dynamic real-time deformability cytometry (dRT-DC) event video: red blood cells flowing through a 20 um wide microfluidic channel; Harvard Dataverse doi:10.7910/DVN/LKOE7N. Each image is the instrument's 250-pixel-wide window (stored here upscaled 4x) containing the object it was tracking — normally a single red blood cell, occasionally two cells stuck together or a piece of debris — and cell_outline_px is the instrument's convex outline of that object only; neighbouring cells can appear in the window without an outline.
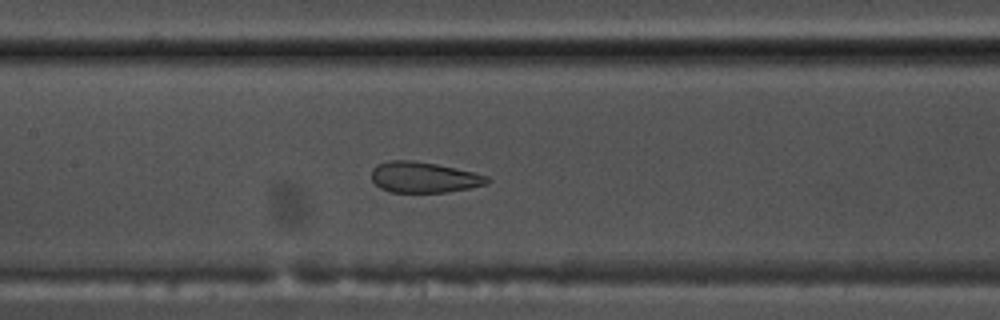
{"species": "common noctule bat (a hibernating species)", "species_latin": "Nyctalus noctula", "temperature_condition": "warm", "stored_images_in_passage": 55, "camera_frame_rate_fps": 3000, "um_per_image_px": 0.085, "animal": {"sex": "male", "body_mass_g": 17.5, "forearm_length_mm": 52.3}, "frame": {"image": 1, "passage_image": 26, "time_ms": 8.333, "image_size_px": [1000, 320], "cell_outline_px": [[492, 180], [488, 184], [448, 192], [388, 192], [380, 188], [372, 180], [372, 168], [376, 164], [388, 160], [412, 160], [436, 164], [472, 172], [488, 176]], "centroid_in_image_um": [36.01, 15.07], "position_along_channel_um": 171.4, "area_um2": 20.81}}
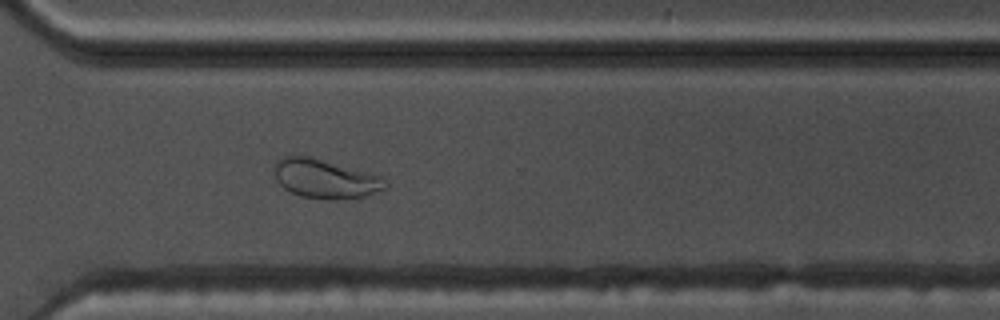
{"frame": {"image": 2, "passage_image": 40, "time_ms": 13.0, "image_size_px": [1000, 320], "cell_outline_px": [[388, 188], [364, 196], [340, 200], [324, 200], [300, 196], [284, 188], [276, 180], [272, 172], [272, 168], [276, 160], [284, 156], [308, 156], [384, 176], [388, 184]], "centroid_in_image_um": [27.64, 15.21], "position_along_channel_um": 343.0, "area_um2": 25.72}}
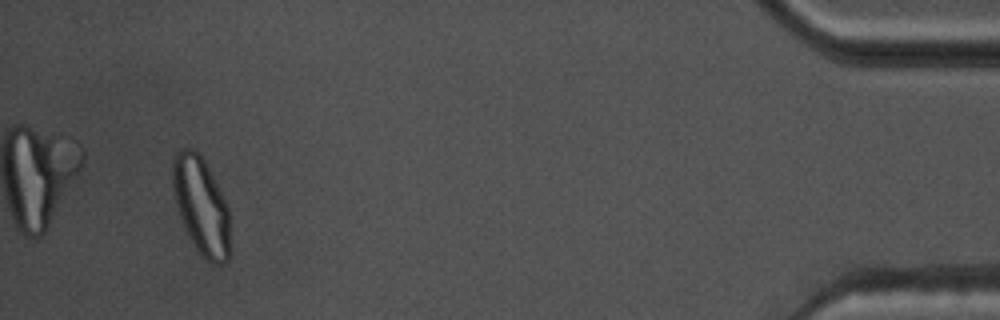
{"frame": {"image": 3, "passage_image": 52, "time_ms": 17.0, "image_size_px": [1000, 320], "cell_outline_px": [[228, 260], [224, 264], [212, 264], [200, 256], [188, 236], [180, 216], [176, 204], [172, 184], [172, 160], [176, 152], [180, 148], [196, 148], [204, 160], [224, 196], [228, 208]], "centroid_in_image_um": [17.07, 17.47], "position_along_channel_um": 418.1, "area_um2": 32.66}, "authors_computed_cell_mechanics": {"area_um2": 27.166, "velocity_mm_per_s": 3.6879, "shape_relaxation_time_tau1_ms": null, "shape_relaxation_time_tau2_ms": 0.8478, "deformation_change_tau1": null, "deformation_change_tau2": 0.0826}}